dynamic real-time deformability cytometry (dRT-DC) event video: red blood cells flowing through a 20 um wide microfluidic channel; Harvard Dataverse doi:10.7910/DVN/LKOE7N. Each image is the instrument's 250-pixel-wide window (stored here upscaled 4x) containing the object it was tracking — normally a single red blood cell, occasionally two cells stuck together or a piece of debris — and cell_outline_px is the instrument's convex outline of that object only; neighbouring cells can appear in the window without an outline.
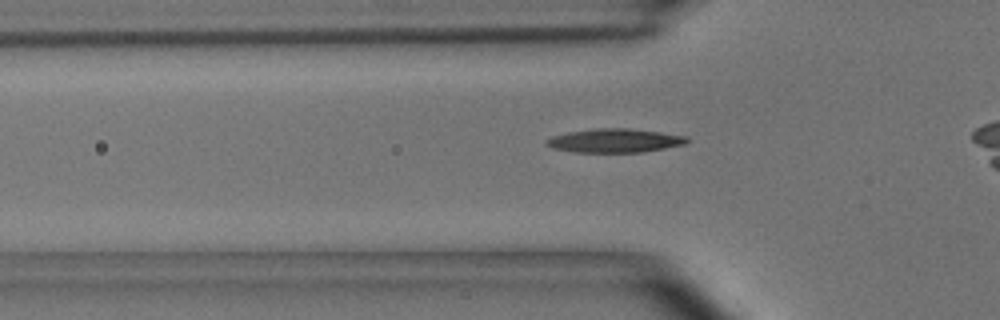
{"species": "common noctule bat (a hibernating species)", "species_latin": "Nyctalus noctula", "temperature_condition": "room temperature", "stored_images_in_passage": 32, "camera_frame_rate_fps": 3000, "um_per_image_px": 0.085, "animal": {"sex": "male", "body_mass_g": 15.6}, "frame": {"image": 1, "passage_image": 2, "time_ms": 0.333, "image_size_px": [1000, 320], "cell_outline_px": [[688, 140], [684, 144], [664, 148], [640, 152], [572, 152], [552, 148], [544, 144], [544, 140], [552, 136], [568, 132], [596, 128], [628, 128], [660, 132], [688, 136]], "centroid_in_image_um": [52.19, 11.95], "position_along_channel_um": 73.6, "area_um2": 19.48}}
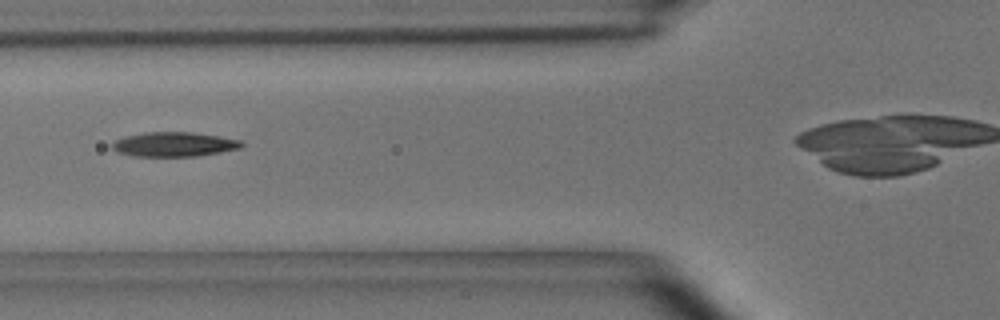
{"frame": {"image": 2, "passage_image": 5, "time_ms": 1.333, "image_size_px": [1000, 320], "cell_outline_px": [[244, 144], [240, 148], [220, 152], [196, 156], [132, 156], [116, 152], [112, 148], [112, 144], [116, 140], [124, 136], [144, 132], [192, 132], [240, 140]], "centroid_in_image_um": [14.75, 12.27], "position_along_channel_um": 111.0, "area_um2": 18.38}}
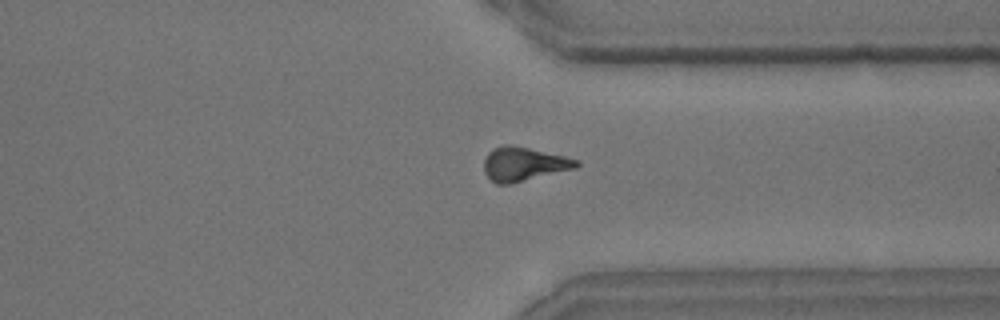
{"frame": {"image": 3, "passage_image": 26, "time_ms": 8.333, "image_size_px": [1000, 320], "cell_outline_px": [[580, 164], [576, 168], [512, 184], [496, 184], [484, 172], [484, 160], [488, 152], [492, 148], [504, 144], [512, 144], [564, 156], [580, 160]], "centroid_in_image_um": [44.51, 13.94], "position_along_channel_um": 366.9, "area_um2": 18.44}, "authors_computed_cell_mechanics": {"area_um2": 18.2648, "velocity_mm_per_s": 3.6617, "shape_relaxation_time_tau1_ms": 3.3602, "shape_relaxation_time_tau2_ms": null, "deformation_change_tau1": 0.1336, "deformation_change_tau2": null}}